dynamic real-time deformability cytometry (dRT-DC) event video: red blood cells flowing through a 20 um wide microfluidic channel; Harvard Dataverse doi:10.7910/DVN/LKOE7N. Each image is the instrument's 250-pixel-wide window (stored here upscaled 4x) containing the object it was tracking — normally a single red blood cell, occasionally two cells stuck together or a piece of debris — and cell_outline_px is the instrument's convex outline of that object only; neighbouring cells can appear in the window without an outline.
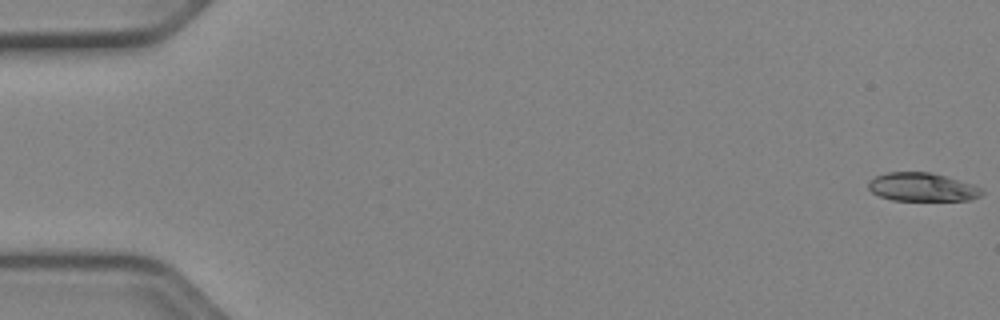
{"species": "Egyptian fruit bat (a non-hibernating species)", "species_latin": "Rousettus aegyptiacus", "temperature_condition": "cold", "stored_images_in_passage": 52, "camera_frame_rate_fps": 3000, "um_per_image_px": 0.085, "animal": {"sex": "female"}, "frame": {"image": 1, "passage_image": 1, "time_ms": 0.0, "image_size_px": [1000, 320], "cell_outline_px": [[984, 192], [980, 196], [968, 200], [892, 200], [880, 196], [872, 192], [868, 188], [868, 180], [876, 176], [888, 172], [928, 172], [944, 176], [972, 184], [984, 188]], "centroid_in_image_um": [78.38, 15.9], "position_along_channel_um": 6.6, "area_um2": 18.73}}
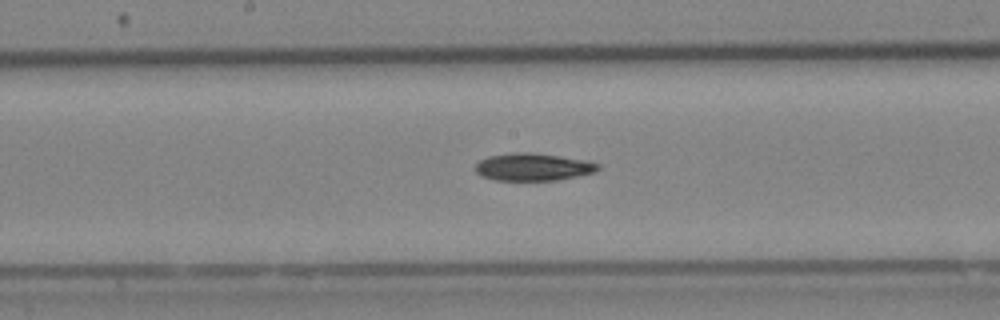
{"frame": {"image": 2, "passage_image": 28, "time_ms": 9.0, "image_size_px": [1000, 320], "cell_outline_px": [[600, 168], [596, 172], [556, 180], [496, 180], [484, 176], [476, 172], [476, 164], [480, 160], [488, 156], [516, 152], [532, 152], [560, 156], [584, 160], [600, 164]], "centroid_in_image_um": [45.33, 14.18], "position_along_channel_um": 202.9, "area_um2": 19.48}}
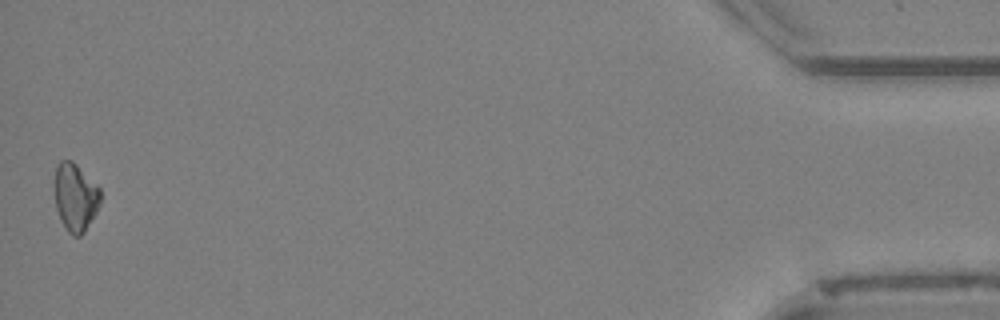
{"frame": {"image": 3, "passage_image": 52, "time_ms": 17.0, "image_size_px": [1000, 320], "cell_outline_px": [[100, 204], [96, 212], [84, 232], [80, 236], [72, 236], [68, 232], [60, 220], [56, 208], [56, 168], [60, 160], [72, 160], [100, 188]], "centroid_in_image_um": [6.42, 16.78], "position_along_channel_um": 428.8, "area_um2": 17.86}, "authors_computed_cell_mechanics": {"area_um2": 19.3052, "velocity_mm_per_s": 3.9574, "shape_relaxation_time_tau1_ms": 4.6244, "shape_relaxation_time_tau2_ms": null, "deformation_change_tau1": 0.1061, "deformation_change_tau2": null}}